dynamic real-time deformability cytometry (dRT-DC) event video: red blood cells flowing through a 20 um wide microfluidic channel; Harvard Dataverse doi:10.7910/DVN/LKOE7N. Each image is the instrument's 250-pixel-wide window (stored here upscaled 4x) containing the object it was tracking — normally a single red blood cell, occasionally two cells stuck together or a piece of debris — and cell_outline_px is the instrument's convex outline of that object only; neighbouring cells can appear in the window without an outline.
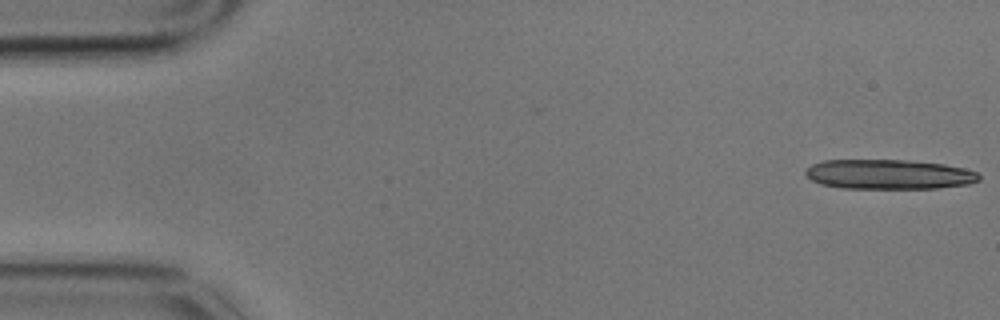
{"species": "common noctule bat (a hibernating species)", "species_latin": "Nyctalus noctula", "temperature_condition": "cold", "stored_images_in_passage": 15, "camera_frame_rate_fps": 3000, "um_per_image_px": 0.085, "animal": {"sex": "male", "body_mass_g": 17.9}, "frame": {"image": 1, "passage_image": 1, "time_ms": 0.0, "image_size_px": [1000, 320], "cell_outline_px": [[980, 180], [968, 184], [936, 188], [840, 188], [820, 184], [812, 180], [804, 172], [812, 164], [824, 160], [908, 160], [944, 164], [964, 168], [976, 172], [980, 176]], "centroid_in_image_um": [75.55, 14.82], "position_along_channel_um": 9.4, "area_um2": 30.0}}